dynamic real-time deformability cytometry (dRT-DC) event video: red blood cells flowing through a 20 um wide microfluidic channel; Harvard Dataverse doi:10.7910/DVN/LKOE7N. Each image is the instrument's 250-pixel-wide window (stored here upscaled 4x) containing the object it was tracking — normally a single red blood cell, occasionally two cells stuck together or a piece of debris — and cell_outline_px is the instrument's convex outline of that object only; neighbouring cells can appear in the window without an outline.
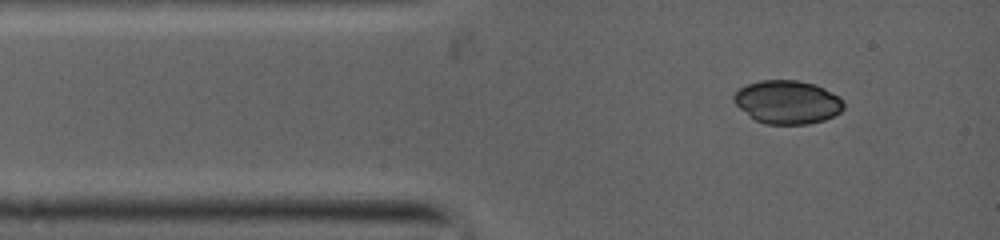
{"species": "common noctule bat (a hibernating species)", "species_latin": "Nyctalus noctula", "temperature_condition": "warm", "stored_images_in_passage": 2, "camera_frame_rate_fps": 5000, "um_per_image_px": 0.085, "animal": {"sex": "female", "body_mass_g": 19.0, "forearm_length_mm": 53.3}, "frame": {"image": 1, "passage_image": 1, "time_ms": 0.0, "image_size_px": [1000, 240], "cell_outline_px": [[844, 108], [840, 112], [824, 120], [808, 124], [764, 124], [756, 120], [740, 108], [732, 100], [732, 96], [740, 88], [748, 84], [760, 80], [796, 80], [816, 84], [840, 96], [844, 104]], "centroid_in_image_um": [66.94, 8.67], "position_along_channel_um": 18.1, "area_um2": 27.8}}